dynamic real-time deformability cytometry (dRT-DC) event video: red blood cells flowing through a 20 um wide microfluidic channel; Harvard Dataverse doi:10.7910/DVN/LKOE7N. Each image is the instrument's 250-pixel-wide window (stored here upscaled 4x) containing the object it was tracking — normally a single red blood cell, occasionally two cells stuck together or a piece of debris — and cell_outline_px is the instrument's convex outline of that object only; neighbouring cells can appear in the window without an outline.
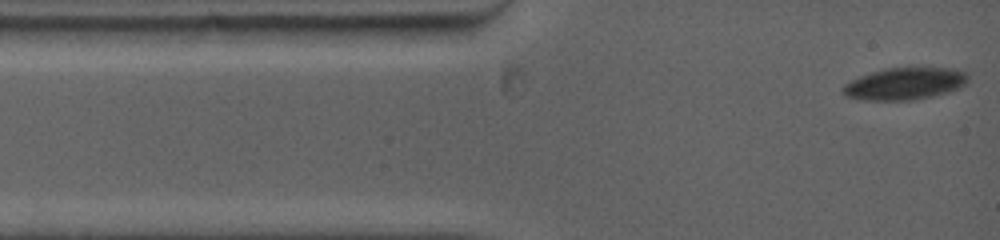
{"species": "common noctule bat (a hibernating species)", "species_latin": "Nyctalus noctula", "temperature_condition": "warm", "stored_images_in_passage": 16, "camera_frame_rate_fps": 5000, "um_per_image_px": 0.085, "animal": {"sex": "female", "body_mass_g": 19.0, "forearm_length_mm": 53.3}, "frame": {"image": 1, "passage_image": 1, "time_ms": 0.0, "image_size_px": [1000, 240], "cell_outline_px": [[968, 80], [960, 88], [948, 92], [932, 96], [912, 100], [868, 100], [844, 96], [840, 88], [844, 84], [860, 76], [872, 72], [888, 68], [948, 68], [964, 72], [968, 76]], "centroid_in_image_um": [76.88, 7.12], "position_along_channel_um": 8.1, "area_um2": 23.18}}
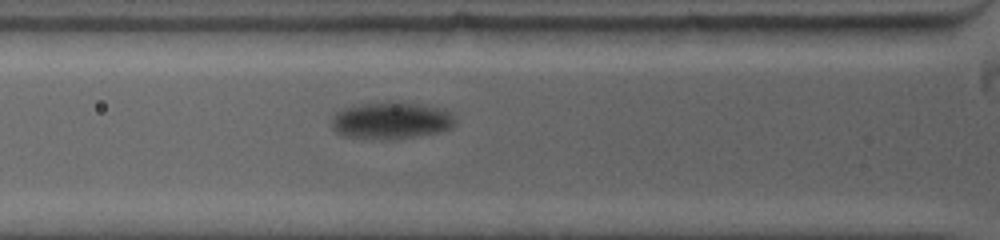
{"frame": {"image": 2, "passage_image": 10, "time_ms": 3.6, "image_size_px": [1000, 240], "cell_outline_px": [[456, 124], [452, 128], [436, 132], [392, 140], [384, 140], [340, 136], [332, 128], [332, 116], [336, 112], [344, 108], [360, 104], [420, 104], [436, 108], [448, 112], [456, 120]], "centroid_in_image_um": [33.19, 10.29], "position_along_channel_um": 92.6, "area_um2": 26.01}}
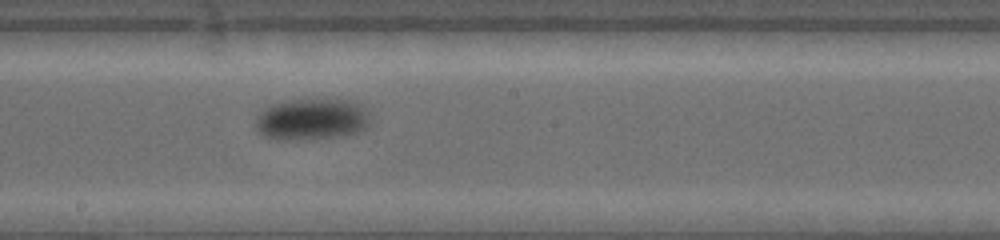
{"frame": {"image": 3, "passage_image": 16, "time_ms": 7.2, "image_size_px": [1000, 240], "cell_outline_px": [[368, 124], [364, 128], [356, 132], [336, 136], [296, 140], [264, 136], [256, 128], [256, 116], [260, 112], [272, 104], [292, 100], [356, 100], [364, 104], [368, 108]], "centroid_in_image_um": [26.53, 10.11], "position_along_channel_um": 221.7, "area_um2": 27.34}}